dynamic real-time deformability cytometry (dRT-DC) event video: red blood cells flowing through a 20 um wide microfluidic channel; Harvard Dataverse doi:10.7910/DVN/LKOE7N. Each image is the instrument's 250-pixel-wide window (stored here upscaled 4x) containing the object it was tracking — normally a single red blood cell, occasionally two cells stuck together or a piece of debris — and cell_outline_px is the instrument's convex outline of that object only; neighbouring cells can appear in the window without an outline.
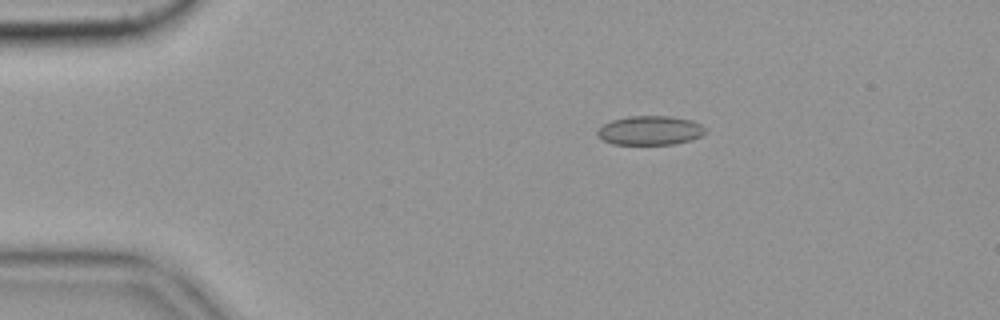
{"species": "common noctule bat (a hibernating species)", "species_latin": "Nyctalus noctula", "temperature_condition": "cold", "stored_images_in_passage": 18, "camera_frame_rate_fps": 3000, "um_per_image_px": 0.085, "animal": {"sex": "female", "body_mass_g": 19.9}, "frame": {"image": 1, "passage_image": 11, "time_ms": 3.333, "image_size_px": [1000, 320], "cell_outline_px": [[704, 132], [700, 136], [692, 140], [672, 144], [612, 144], [596, 136], [596, 128], [612, 120], [628, 116], [672, 116], [692, 120], [700, 124], [704, 128]], "centroid_in_image_um": [55.21, 11.08], "position_along_channel_um": 29.8, "area_um2": 18.38}}